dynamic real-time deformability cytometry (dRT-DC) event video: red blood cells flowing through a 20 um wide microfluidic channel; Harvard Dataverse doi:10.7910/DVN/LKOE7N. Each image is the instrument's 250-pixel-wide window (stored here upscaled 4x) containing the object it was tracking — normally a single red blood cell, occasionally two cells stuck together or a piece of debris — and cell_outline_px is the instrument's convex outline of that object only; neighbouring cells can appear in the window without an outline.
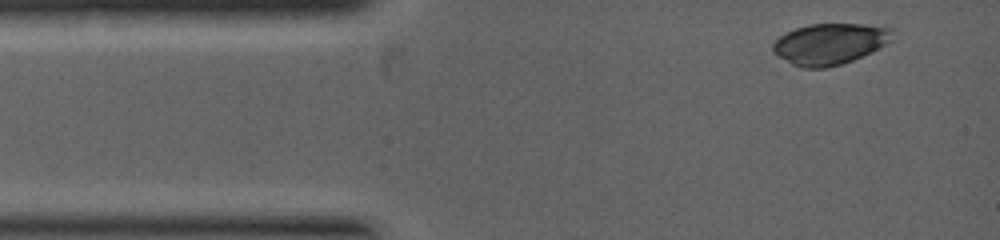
{"species": "common noctule bat (a hibernating species)", "species_latin": "Nyctalus noctula", "temperature_condition": "warm", "stored_images_in_passage": 3, "camera_frame_rate_fps": 5000, "um_per_image_px": 0.085, "animal": {"sex": "female", "body_mass_g": 19.0, "forearm_length_mm": 53.3}, "frame": {"image": 1, "passage_image": 1, "time_ms": 0.0, "image_size_px": [1000, 240], "cell_outline_px": [[892, 40], [872, 52], [852, 60], [840, 64], [824, 68], [800, 68], [792, 64], [772, 52], [772, 44], [780, 36], [796, 28], [808, 24], [860, 24], [892, 28]], "centroid_in_image_um": [70.52, 3.73], "position_along_channel_um": 14.5, "area_um2": 28.44}}
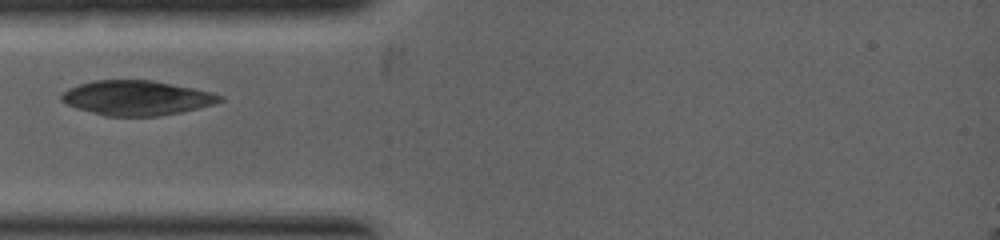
{"frame": {"image": 2, "passage_image": 3, "time_ms": 1.6, "image_size_px": [1000, 240], "cell_outline_px": [[224, 100], [200, 108], [160, 116], [108, 116], [76, 108], [64, 104], [60, 100], [60, 96], [68, 88], [80, 84], [96, 80], [152, 80], [212, 92], [224, 96]], "centroid_in_image_um": [11.61, 8.32], "position_along_channel_um": 73.4, "area_um2": 31.96}}